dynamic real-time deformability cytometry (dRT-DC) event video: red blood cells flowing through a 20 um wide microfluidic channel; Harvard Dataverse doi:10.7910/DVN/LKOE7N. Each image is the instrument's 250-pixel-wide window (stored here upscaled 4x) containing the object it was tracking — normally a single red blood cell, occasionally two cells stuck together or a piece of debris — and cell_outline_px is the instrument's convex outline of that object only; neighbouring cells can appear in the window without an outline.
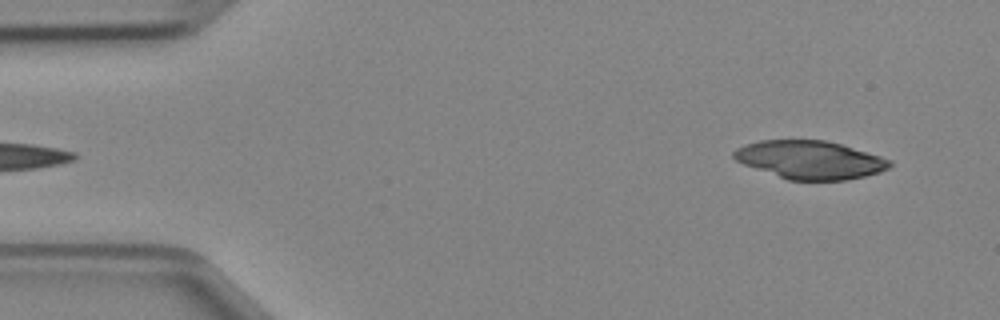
{"species": "Egyptian fruit bat (a non-hibernating species)", "species_latin": "Rousettus aegyptiacus", "temperature_condition": "cold", "stored_images_in_passage": 43, "camera_frame_rate_fps": 3000, "um_per_image_px": 0.085, "animal": {"sex": "female"}, "frame": {"image": 1, "passage_image": 1, "time_ms": 0.0, "image_size_px": [1000, 320], "cell_outline_px": [[892, 164], [888, 168], [880, 172], [864, 176], [844, 180], [788, 180], [744, 164], [736, 160], [732, 156], [732, 152], [736, 148], [760, 140], [824, 140], [840, 144], [880, 156], [892, 160]], "centroid_in_image_um": [68.85, 13.59], "position_along_channel_um": 16.2, "area_um2": 34.39}}